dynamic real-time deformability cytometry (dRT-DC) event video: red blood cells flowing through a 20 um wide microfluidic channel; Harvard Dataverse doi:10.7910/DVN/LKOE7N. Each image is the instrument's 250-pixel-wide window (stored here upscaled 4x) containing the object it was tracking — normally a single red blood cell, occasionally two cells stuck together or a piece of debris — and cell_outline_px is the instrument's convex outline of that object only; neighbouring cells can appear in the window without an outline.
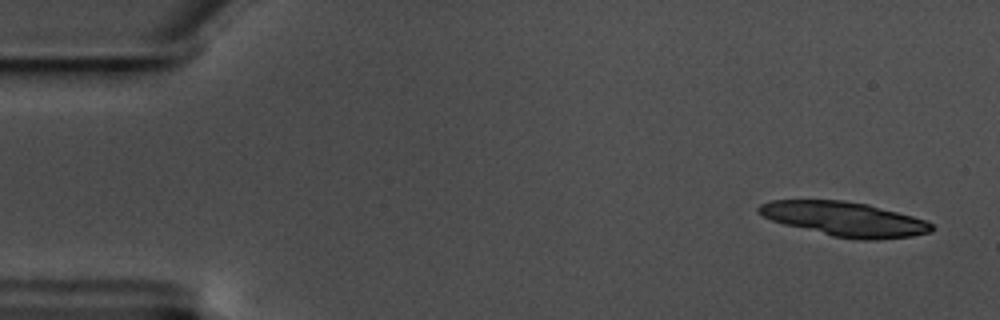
{"species": "common noctule bat (a hibernating species)", "species_latin": "Nyctalus noctula", "temperature_condition": "warm", "stored_images_in_passage": 15, "camera_frame_rate_fps": 3000, "um_per_image_px": 0.085, "animal": {"sex": "male", "body_mass_g": 17.5, "forearm_length_mm": 52.3}, "frame": {"image": 1, "passage_image": 1, "time_ms": 0.0, "image_size_px": [1000, 320], "cell_outline_px": [[932, 228], [928, 232], [912, 236], [876, 240], [864, 240], [832, 236], [784, 224], [772, 220], [764, 216], [756, 208], [760, 204], [772, 200], [844, 200], [868, 204], [912, 216], [924, 220], [932, 224]], "centroid_in_image_um": [71.77, 18.61], "position_along_channel_um": 13.2, "area_um2": 34.28}}